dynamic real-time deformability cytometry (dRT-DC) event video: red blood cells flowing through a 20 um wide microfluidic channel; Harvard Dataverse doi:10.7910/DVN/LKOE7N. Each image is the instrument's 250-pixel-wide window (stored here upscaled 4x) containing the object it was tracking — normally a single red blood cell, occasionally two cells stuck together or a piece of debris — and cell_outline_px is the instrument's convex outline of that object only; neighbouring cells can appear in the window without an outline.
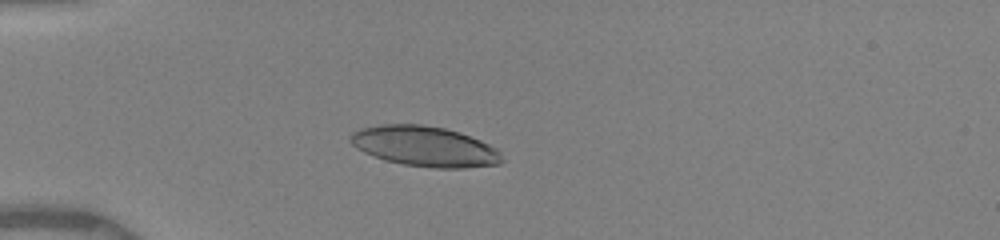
{"species": "human", "species_latin": "Homo sapiens", "temperature_condition": "warm", "stored_images_in_passage": 13, "camera_frame_rate_fps": 3000, "um_per_image_px": 0.085, "donor": {"sex": "female"}, "frame": {"image": 1, "passage_image": 10, "time_ms": 4.667, "image_size_px": [1000, 240], "cell_outline_px": [[504, 160], [500, 164], [464, 168], [436, 168], [404, 164], [384, 160], [364, 152], [356, 148], [348, 140], [348, 136], [352, 132], [360, 128], [380, 124], [424, 124], [444, 128], [480, 140], [496, 148], [500, 152]], "centroid_in_image_um": [36.07, 12.44], "position_along_channel_um": 48.9, "area_um2": 35.6}}
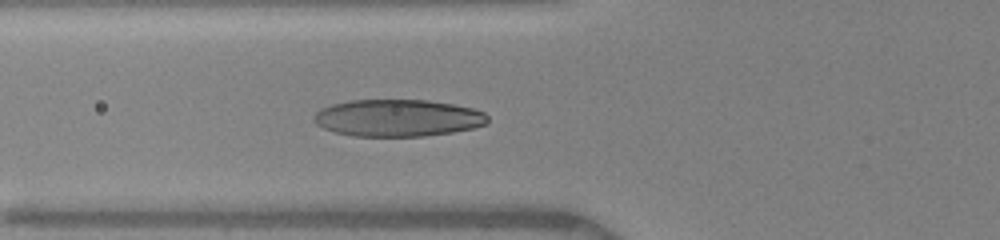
{"frame": {"image": 2, "passage_image": 13, "time_ms": 6.333, "image_size_px": [1000, 240], "cell_outline_px": [[488, 120], [484, 124], [472, 128], [452, 132], [424, 136], [352, 136], [336, 132], [324, 128], [316, 124], [312, 120], [316, 112], [320, 108], [332, 104], [352, 100], [428, 100], [452, 104], [472, 108], [484, 112], [488, 116]], "centroid_in_image_um": [33.78, 10.02], "position_along_channel_um": 92.0, "area_um2": 37.45}}